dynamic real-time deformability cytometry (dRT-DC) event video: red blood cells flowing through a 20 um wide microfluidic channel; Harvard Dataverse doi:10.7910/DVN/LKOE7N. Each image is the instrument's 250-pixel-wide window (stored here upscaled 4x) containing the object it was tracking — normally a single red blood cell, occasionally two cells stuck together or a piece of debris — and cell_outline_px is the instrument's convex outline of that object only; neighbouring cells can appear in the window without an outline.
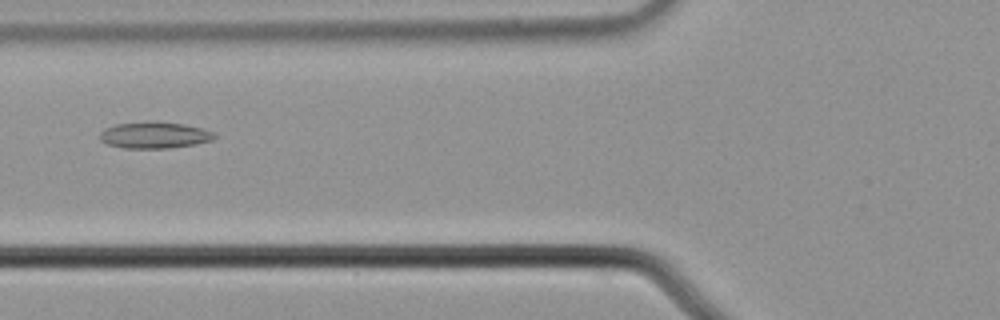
{"species": "common noctule bat (a hibernating species)", "species_latin": "Nyctalus noctula", "temperature_condition": "cold", "stored_images_in_passage": 2, "camera_frame_rate_fps": 3000, "um_per_image_px": 0.085, "animal": {"sex": "male", "body_mass_g": 21.5, "forearm_length_mm": 52.0}, "frame": {"image": 1, "passage_image": 2, "time_ms": 0.333, "image_size_px": [1000, 320], "cell_outline_px": [[216, 136], [212, 140], [196, 144], [168, 148], [124, 148], [108, 144], [100, 140], [100, 132], [104, 128], [116, 124], [152, 120], [156, 120], [184, 124], [200, 128], [212, 132]], "centroid_in_image_um": [13.1, 11.47], "position_along_channel_um": 112.7, "area_um2": 17.8}}